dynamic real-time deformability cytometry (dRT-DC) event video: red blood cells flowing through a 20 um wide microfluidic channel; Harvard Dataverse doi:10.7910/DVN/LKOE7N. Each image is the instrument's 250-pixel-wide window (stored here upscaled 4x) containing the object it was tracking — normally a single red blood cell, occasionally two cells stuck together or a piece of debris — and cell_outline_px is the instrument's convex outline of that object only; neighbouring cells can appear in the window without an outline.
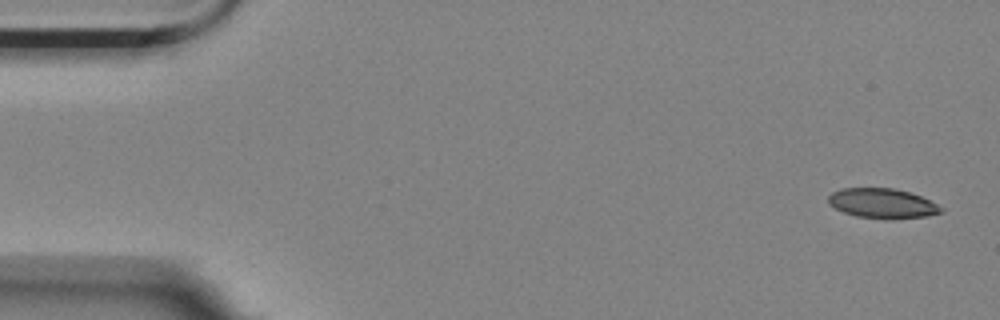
{"species": "Egyptian fruit bat (a non-hibernating species)", "species_latin": "Rousettus aegyptiacus", "temperature_condition": "room temperature", "stored_images_in_passage": 5, "camera_frame_rate_fps": 3000, "um_per_image_px": 0.085, "animal": {"sex": "female"}, "frame": {"image": 1, "passage_image": 1, "time_ms": 0.0, "image_size_px": [1000, 320], "cell_outline_px": [[944, 212], [928, 216], [892, 220], [888, 220], [856, 216], [844, 212], [828, 204], [828, 196], [832, 192], [844, 188], [892, 188], [908, 192], [920, 196], [944, 208]], "centroid_in_image_um": [75.01, 17.31], "position_along_channel_um": 10.0, "area_um2": 19.71}}
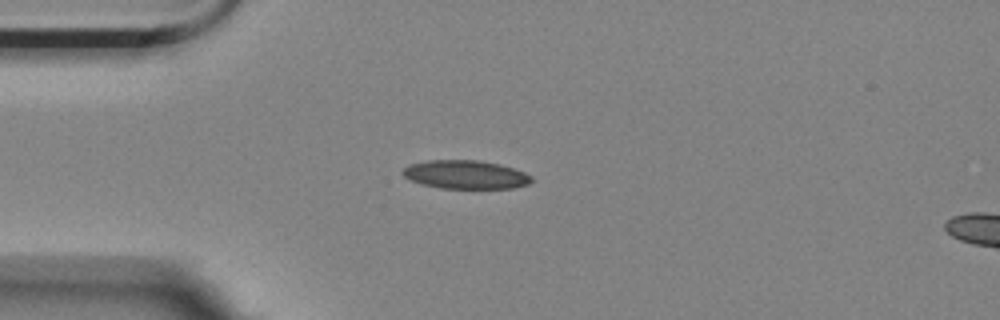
{"frame": {"image": 2, "passage_image": 4, "time_ms": 1.0, "image_size_px": [1000, 320], "cell_outline_px": [[532, 180], [528, 184], [516, 188], [440, 188], [420, 184], [404, 176], [400, 172], [408, 164], [428, 160], [480, 160], [500, 164], [524, 172], [532, 176]], "centroid_in_image_um": [39.56, 14.83], "position_along_channel_um": 45.4, "area_um2": 21.5}}